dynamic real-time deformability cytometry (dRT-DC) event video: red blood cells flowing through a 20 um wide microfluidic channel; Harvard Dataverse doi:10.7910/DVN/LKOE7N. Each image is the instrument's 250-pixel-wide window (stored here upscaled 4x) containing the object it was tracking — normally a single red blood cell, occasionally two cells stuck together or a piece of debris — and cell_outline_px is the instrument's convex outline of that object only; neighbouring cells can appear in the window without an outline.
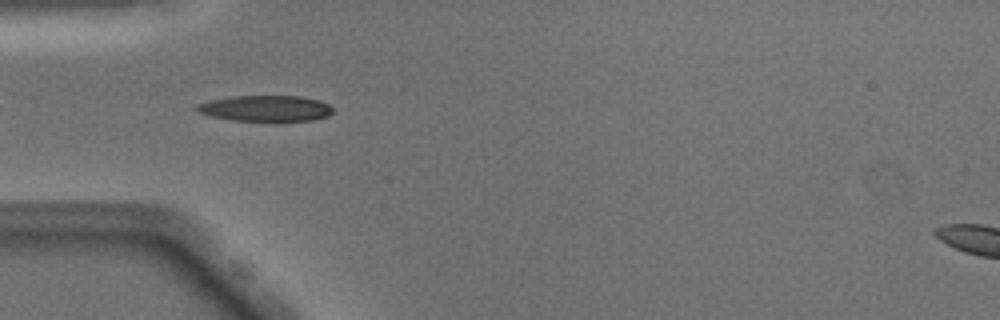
{"species": "Egyptian fruit bat (a non-hibernating species)", "species_latin": "Rousettus aegyptiacus", "temperature_condition": "warm", "stored_images_in_passage": 6, "camera_frame_rate_fps": 3000, "um_per_image_px": 0.085, "animal": {"sex": "male"}, "frame": {"image": 1, "passage_image": 1, "time_ms": 0.0, "image_size_px": [1000, 320], "cell_outline_px": [[332, 112], [328, 116], [312, 120], [232, 120], [212, 116], [200, 112], [196, 108], [196, 104], [212, 100], [232, 96], [300, 96], [320, 100], [328, 104], [332, 108]], "centroid_in_image_um": [22.6, 9.2], "position_along_channel_um": 62.4, "area_um2": 20.17}}